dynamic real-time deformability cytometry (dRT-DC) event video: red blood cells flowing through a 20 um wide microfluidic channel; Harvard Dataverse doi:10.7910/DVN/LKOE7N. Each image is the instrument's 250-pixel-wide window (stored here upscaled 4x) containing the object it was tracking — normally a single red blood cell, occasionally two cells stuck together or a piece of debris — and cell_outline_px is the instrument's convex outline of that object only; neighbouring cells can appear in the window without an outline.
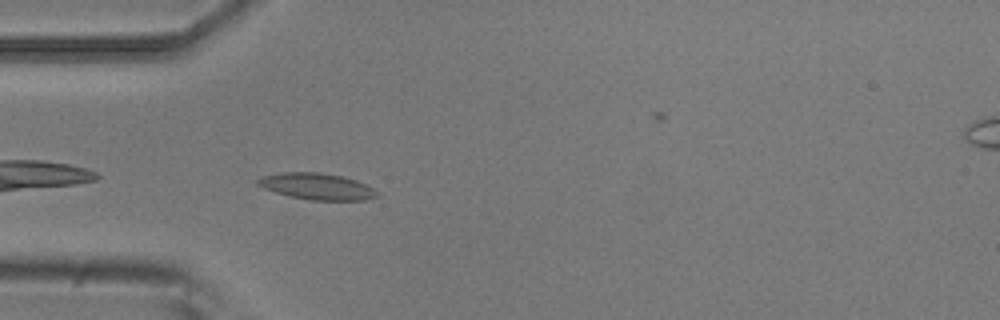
{"species": "common noctule bat (a hibernating species)", "species_latin": "Nyctalus noctula", "temperature_condition": "room temperature", "stored_images_in_passage": 5, "camera_frame_rate_fps": 3000, "um_per_image_px": 0.085, "animal": {"sex": "male", "body_mass_g": 20.5, "forearm_length_mm": 52.5}, "frame": {"image": 1, "passage_image": 4, "time_ms": 1.0, "image_size_px": [1000, 320], "cell_outline_px": [[380, 196], [364, 200], [312, 200], [292, 196], [276, 192], [264, 188], [256, 184], [256, 180], [260, 176], [280, 172], [320, 172], [344, 176], [356, 180], [380, 192]], "centroid_in_image_um": [26.95, 15.83], "position_along_channel_um": 58.1, "area_um2": 18.44}}